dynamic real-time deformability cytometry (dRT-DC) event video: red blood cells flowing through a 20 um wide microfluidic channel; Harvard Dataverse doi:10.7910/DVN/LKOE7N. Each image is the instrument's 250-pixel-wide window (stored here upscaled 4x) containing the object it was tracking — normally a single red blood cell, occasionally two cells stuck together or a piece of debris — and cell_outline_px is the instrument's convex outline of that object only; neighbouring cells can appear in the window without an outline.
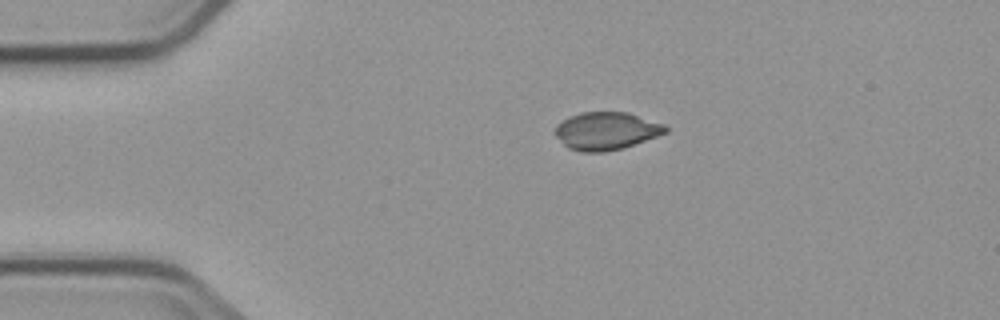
{"species": "common noctule bat (a hibernating species)", "species_latin": "Nyctalus noctula", "temperature_condition": "cold", "stored_images_in_passage": 6, "camera_frame_rate_fps": 3000, "um_per_image_px": 0.085, "animal": {"sex": "male", "body_mass_g": 23.1, "forearm_length_mm": 52.7}, "frame": {"image": 1, "passage_image": 3, "time_ms": 3.667, "image_size_px": [1000, 320], "cell_outline_px": [[668, 132], [620, 148], [604, 152], [584, 152], [568, 148], [552, 132], [556, 124], [572, 116], [584, 112], [628, 112], [664, 124], [668, 128]], "centroid_in_image_um": [51.51, 11.12], "position_along_channel_um": 33.5, "area_um2": 23.99}}
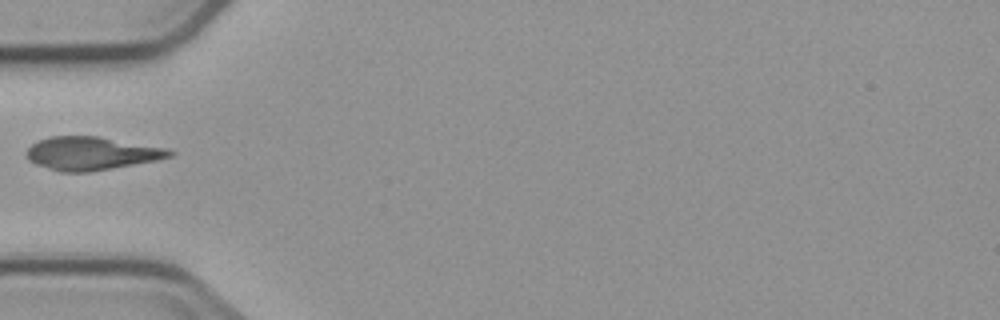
{"frame": {"image": 2, "passage_image": 5, "time_ms": 6.0, "image_size_px": [1000, 320], "cell_outline_px": [[176, 152], [172, 156], [156, 160], [88, 172], [60, 172], [36, 164], [28, 160], [24, 156], [28, 148], [32, 144], [48, 136], [100, 136], [168, 148]], "centroid_in_image_um": [7.76, 13.03], "position_along_channel_um": 77.2, "area_um2": 27.8}}
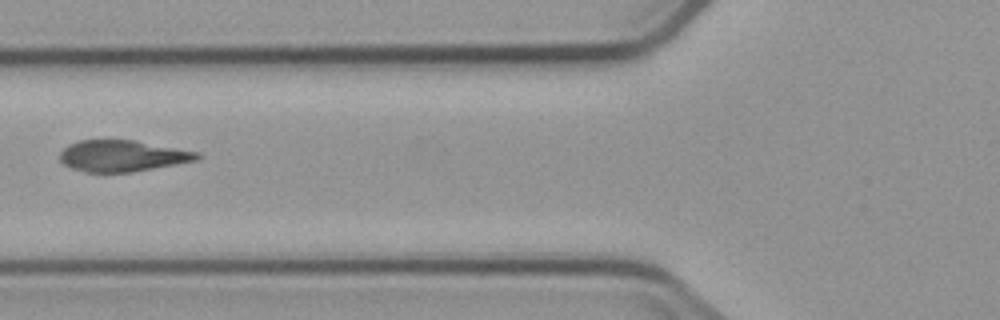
{"frame": {"image": 3, "passage_image": 6, "time_ms": 7.0, "image_size_px": [1000, 320], "cell_outline_px": [[200, 156], [196, 160], [132, 172], [88, 172], [72, 168], [64, 164], [60, 160], [60, 152], [68, 144], [80, 140], [136, 140], [200, 152]], "centroid_in_image_um": [10.39, 13.24], "position_along_channel_um": 115.4, "area_um2": 24.91}}